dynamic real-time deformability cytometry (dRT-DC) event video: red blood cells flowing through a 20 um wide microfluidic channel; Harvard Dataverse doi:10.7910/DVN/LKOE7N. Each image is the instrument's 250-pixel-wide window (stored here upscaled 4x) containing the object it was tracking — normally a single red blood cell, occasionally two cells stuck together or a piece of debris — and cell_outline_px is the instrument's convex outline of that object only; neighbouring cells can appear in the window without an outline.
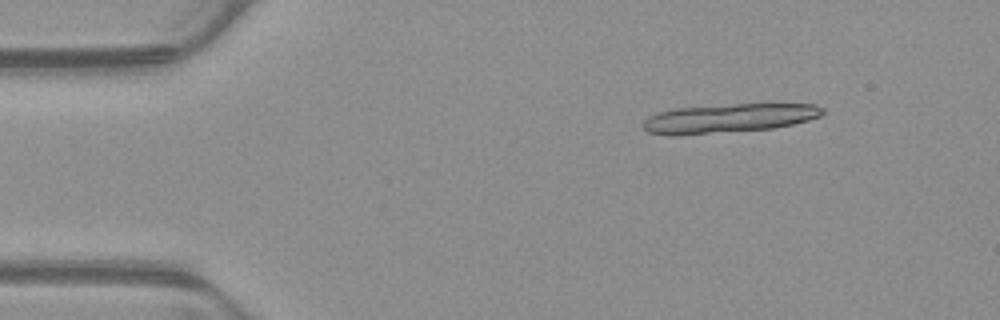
{"species": "common noctule bat (a hibernating species)", "species_latin": "Nyctalus noctula", "temperature_condition": "warm", "stored_images_in_passage": 21, "camera_frame_rate_fps": 3000, "um_per_image_px": 0.085, "animal": {"sex": "male", "body_mass_g": 23.1, "forearm_length_mm": 52.7}, "frame": {"image": 1, "passage_image": 7, "time_ms": 2.0, "image_size_px": [1000, 320], "cell_outline_px": [[824, 112], [820, 116], [808, 120], [792, 124], [772, 128], [680, 136], [672, 136], [648, 132], [644, 128], [644, 120], [648, 116], [660, 112], [676, 108], [732, 104], [816, 104], [824, 108]], "centroid_in_image_um": [61.93, 10.06], "position_along_channel_um": 23.1, "area_um2": 30.29}}